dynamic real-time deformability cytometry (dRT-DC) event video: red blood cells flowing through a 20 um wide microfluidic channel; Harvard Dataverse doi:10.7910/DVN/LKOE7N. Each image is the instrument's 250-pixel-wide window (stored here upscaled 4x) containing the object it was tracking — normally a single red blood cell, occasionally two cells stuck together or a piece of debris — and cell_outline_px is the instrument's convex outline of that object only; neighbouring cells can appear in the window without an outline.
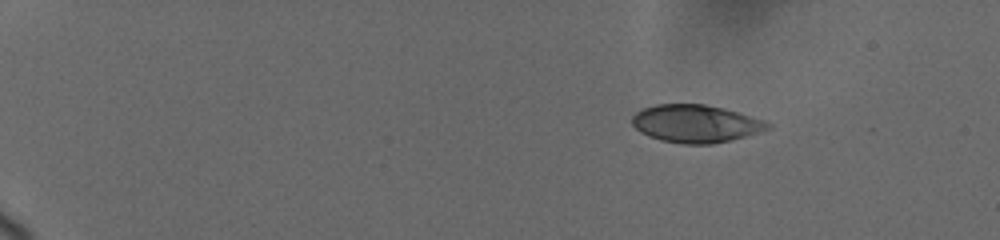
{"species": "human", "species_latin": "Homo sapiens", "temperature_condition": "cold", "stored_images_in_passage": 13, "camera_frame_rate_fps": 3000, "um_per_image_px": 0.085, "donor": {"sex": "female"}, "frame": {"image": 1, "passage_image": 1, "time_ms": 0.0, "image_size_px": [1000, 240], "cell_outline_px": [[772, 128], [732, 140], [712, 144], [684, 144], [660, 140], [648, 136], [640, 132], [632, 124], [632, 116], [636, 112], [644, 108], [656, 104], [704, 104], [724, 108], [764, 120], [772, 124]], "centroid_in_image_um": [59.14, 10.51], "position_along_channel_um": 25.9, "area_um2": 29.88}}
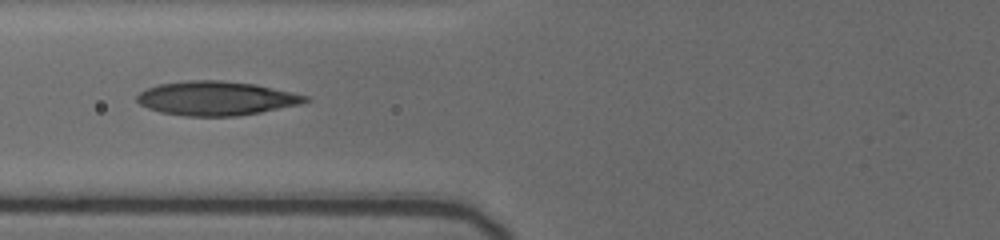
{"frame": {"image": 2, "passage_image": 10, "time_ms": 5.667, "image_size_px": [1000, 240], "cell_outline_px": [[312, 100], [300, 104], [260, 112], [236, 116], [184, 116], [160, 112], [148, 108], [140, 104], [136, 100], [136, 96], [140, 92], [148, 88], [160, 84], [188, 80], [220, 80], [256, 84], [292, 92], [308, 96]], "centroid_in_image_um": [18.38, 8.35], "position_along_channel_um": 107.4, "area_um2": 33.41}}
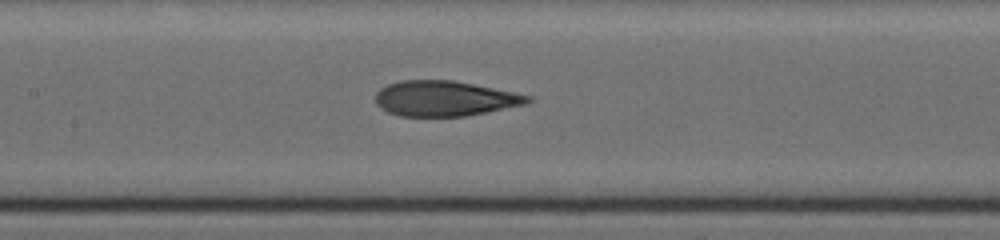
{"frame": {"image": 3, "passage_image": 13, "time_ms": 7.333, "image_size_px": [1000, 240], "cell_outline_px": [[532, 100], [528, 104], [488, 112], [464, 116], [400, 116], [388, 112], [380, 108], [376, 104], [376, 92], [380, 88], [388, 84], [400, 80], [452, 80], [532, 96]], "centroid_in_image_um": [37.79, 8.38], "position_along_channel_um": 169.6, "area_um2": 31.27}}